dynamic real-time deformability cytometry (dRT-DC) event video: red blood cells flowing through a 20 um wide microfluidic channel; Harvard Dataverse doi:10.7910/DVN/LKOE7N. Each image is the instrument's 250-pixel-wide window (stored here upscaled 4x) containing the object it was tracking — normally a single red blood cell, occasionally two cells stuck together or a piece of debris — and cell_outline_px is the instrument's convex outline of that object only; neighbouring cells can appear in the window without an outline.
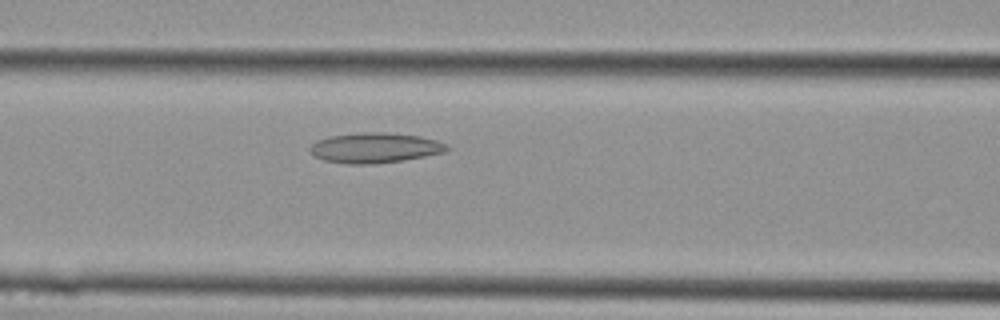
{"species": "Egyptian fruit bat (a non-hibernating species)", "species_latin": "Rousettus aegyptiacus", "temperature_condition": "cold", "stored_images_in_passage": 12, "camera_frame_rate_fps": 3000, "um_per_image_px": 0.085, "animal": {"sex": "female"}, "frame": {"image": 1, "passage_image": 10, "time_ms": 3.0, "image_size_px": [1000, 320], "cell_outline_px": [[452, 148], [444, 152], [404, 160], [372, 164], [348, 164], [324, 160], [316, 156], [308, 148], [316, 140], [328, 136], [364, 132], [388, 132], [420, 136], [436, 140], [448, 144]], "centroid_in_image_um": [31.89, 12.55], "position_along_channel_um": 134.7, "area_um2": 24.16}}
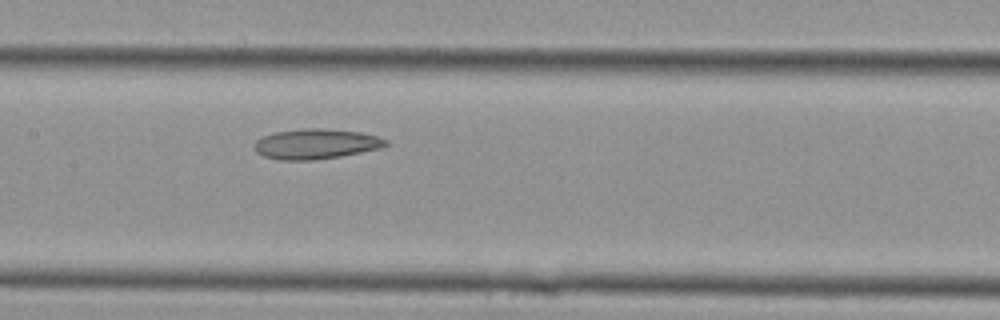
{"frame": {"image": 2, "passage_image": 12, "time_ms": 3.667, "image_size_px": [1000, 320], "cell_outline_px": [[388, 144], [384, 148], [340, 156], [316, 160], [280, 160], [264, 156], [256, 152], [252, 144], [256, 140], [264, 136], [276, 132], [304, 128], [320, 128], [360, 132], [380, 136], [388, 140]], "centroid_in_image_um": [26.89, 12.24], "position_along_channel_um": 180.5, "area_um2": 23.29}}